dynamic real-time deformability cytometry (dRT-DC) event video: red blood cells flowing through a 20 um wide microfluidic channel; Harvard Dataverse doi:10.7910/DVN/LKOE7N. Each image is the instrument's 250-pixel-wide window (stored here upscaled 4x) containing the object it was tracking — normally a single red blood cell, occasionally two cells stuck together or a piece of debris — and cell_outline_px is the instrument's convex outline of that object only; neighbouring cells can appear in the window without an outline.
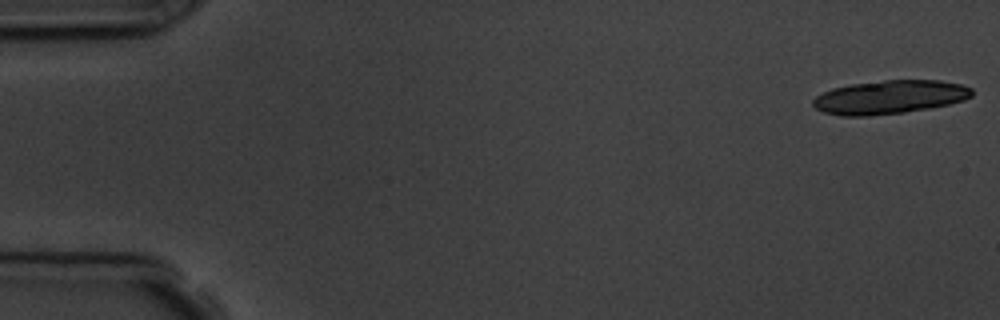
{"species": "common noctule bat (a hibernating species)", "species_latin": "Nyctalus noctula", "temperature_condition": "room temperature", "stored_images_in_passage": 6, "segment_of_instrument_passage": [1, 2], "camera_frame_rate_fps": 3000, "um_per_image_px": 0.085, "animal": {"sex": "male", "body_mass_g": 19.5, "forearm_length_mm": 54.6}, "frame": {"image": 1, "passage_image": 1, "time_ms": 0.0, "image_size_px": [1000, 320], "cell_outline_px": [[972, 96], [964, 100], [948, 104], [928, 108], [904, 112], [868, 116], [840, 116], [824, 112], [816, 108], [812, 104], [812, 100], [816, 96], [832, 88], [852, 84], [884, 80], [940, 80], [960, 84], [972, 88]], "centroid_in_image_um": [75.61, 8.25], "position_along_channel_um": 9.4, "area_um2": 31.04}}